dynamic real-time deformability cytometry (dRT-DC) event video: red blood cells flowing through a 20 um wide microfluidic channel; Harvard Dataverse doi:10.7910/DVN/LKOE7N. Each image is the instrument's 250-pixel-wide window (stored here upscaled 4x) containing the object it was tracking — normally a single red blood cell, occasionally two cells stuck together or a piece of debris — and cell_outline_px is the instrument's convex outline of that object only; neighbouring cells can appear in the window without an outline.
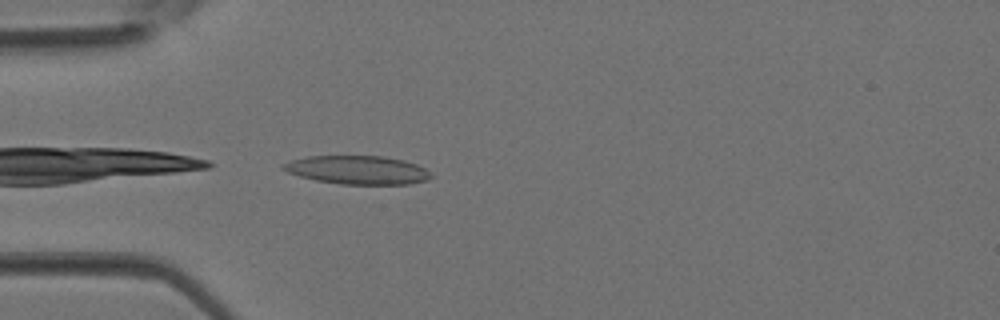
{"species": "Egyptian fruit bat (a non-hibernating species)", "species_latin": "Rousettus aegyptiacus", "temperature_condition": "room temperature", "stored_images_in_passage": 4, "camera_frame_rate_fps": 3000, "um_per_image_px": 0.085, "animal": {"sex": "female"}, "frame": {"image": 1, "passage_image": 4, "time_ms": 1.0, "image_size_px": [1000, 320], "cell_outline_px": [[432, 176], [428, 180], [408, 184], [340, 184], [316, 180], [300, 176], [288, 172], [280, 168], [280, 164], [292, 160], [308, 156], [384, 156], [404, 160], [416, 164], [432, 172]], "centroid_in_image_um": [30.4, 14.44], "position_along_channel_um": 54.6, "area_um2": 24.62}}